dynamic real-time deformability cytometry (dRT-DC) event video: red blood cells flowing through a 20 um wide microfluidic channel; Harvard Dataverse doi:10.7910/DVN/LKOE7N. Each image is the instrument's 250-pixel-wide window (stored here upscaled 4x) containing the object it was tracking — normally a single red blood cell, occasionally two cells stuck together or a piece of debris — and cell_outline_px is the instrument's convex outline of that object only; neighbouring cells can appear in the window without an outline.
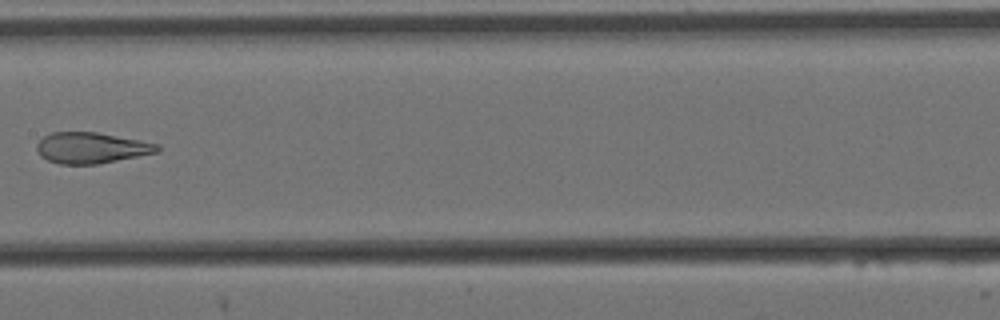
{"species": "Egyptian fruit bat (a non-hibernating species)", "species_latin": "Rousettus aegyptiacus", "temperature_condition": "cold", "stored_images_in_passage": 9, "camera_frame_rate_fps": 3000, "um_per_image_px": 0.085, "animal": {"sex": "female"}, "frame": {"image": 1, "passage_image": 6, "time_ms": 1.667, "image_size_px": [1000, 320], "cell_outline_px": [[160, 152], [96, 164], [60, 164], [48, 160], [40, 156], [36, 148], [36, 144], [44, 136], [52, 132], [96, 132], [160, 144]], "centroid_in_image_um": [7.76, 12.57], "position_along_channel_um": 199.6, "area_um2": 21.68}}
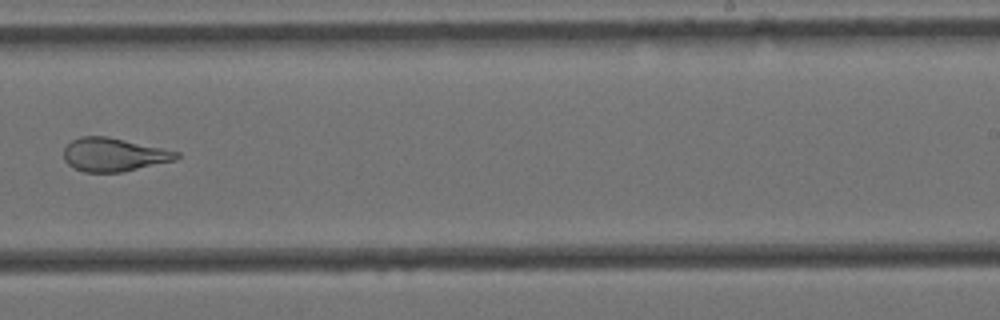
{"frame": {"image": 2, "passage_image": 8, "time_ms": 2.333, "image_size_px": [1000, 320], "cell_outline_px": [[180, 156], [176, 160], [120, 172], [84, 172], [72, 168], [64, 160], [64, 148], [72, 140], [80, 136], [108, 136], [180, 152]], "centroid_in_image_um": [9.65, 13.14], "position_along_channel_um": 279.3, "area_um2": 21.96}}
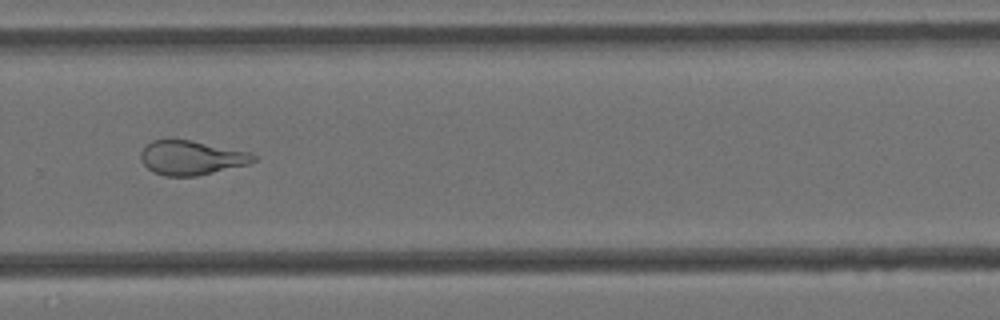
{"frame": {"image": 3, "passage_image": 9, "time_ms": 2.667, "image_size_px": [1000, 320], "cell_outline_px": [[256, 160], [248, 164], [196, 176], [164, 176], [152, 172], [140, 160], [140, 152], [152, 140], [192, 140], [248, 152], [256, 156]], "centroid_in_image_um": [16.24, 13.42], "position_along_channel_um": 313.6, "area_um2": 22.31}}